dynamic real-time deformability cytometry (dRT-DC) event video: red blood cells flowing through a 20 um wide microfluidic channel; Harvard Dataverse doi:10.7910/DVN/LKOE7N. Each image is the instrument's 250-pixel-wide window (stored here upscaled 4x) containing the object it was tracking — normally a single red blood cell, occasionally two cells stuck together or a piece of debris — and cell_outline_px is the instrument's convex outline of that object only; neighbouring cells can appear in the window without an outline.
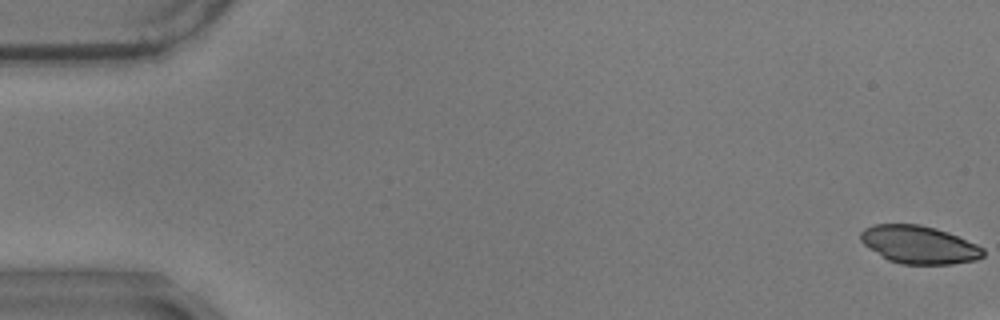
{"species": "common noctule bat (a hibernating species)", "species_latin": "Nyctalus noctula", "temperature_condition": "warm", "stored_images_in_passage": 13, "camera_frame_rate_fps": 3000, "um_per_image_px": 0.085, "animal": {"sex": "male", "body_mass_g": 17.9}, "frame": {"image": 1, "passage_image": 1, "time_ms": 0.0, "image_size_px": [1000, 320], "cell_outline_px": [[984, 256], [976, 260], [952, 264], [900, 264], [888, 260], [868, 248], [860, 240], [860, 232], [864, 228], [872, 224], [920, 224], [936, 228], [948, 232], [976, 244], [984, 248]], "centroid_in_image_um": [78.1, 20.79], "position_along_channel_um": 6.9, "area_um2": 27.22}}